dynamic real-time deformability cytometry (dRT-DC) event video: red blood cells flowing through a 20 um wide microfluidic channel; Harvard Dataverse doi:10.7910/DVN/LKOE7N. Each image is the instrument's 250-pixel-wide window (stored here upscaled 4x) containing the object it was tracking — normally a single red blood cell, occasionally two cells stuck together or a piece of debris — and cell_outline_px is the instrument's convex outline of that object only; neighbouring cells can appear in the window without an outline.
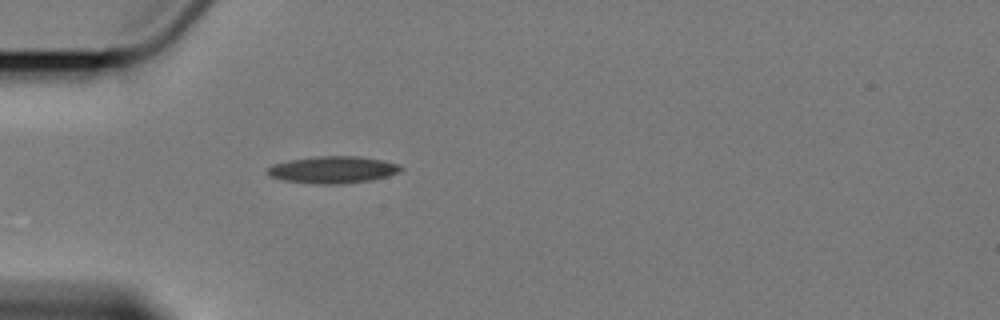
{"species": "Egyptian fruit bat (a non-hibernating species)", "species_latin": "Rousettus aegyptiacus", "temperature_condition": "cold", "stored_images_in_passage": 1, "camera_frame_rate_fps": 3000, "um_per_image_px": 0.085, "animal": {"sex": "female"}, "frame": {"image": 1, "passage_image": 1, "time_ms": 0.0, "image_size_px": [1000, 320], "cell_outline_px": [[404, 168], [400, 172], [388, 176], [372, 180], [344, 184], [316, 184], [284, 180], [268, 176], [268, 168], [272, 164], [288, 160], [320, 156], [360, 156], [384, 160], [400, 164]], "centroid_in_image_um": [28.34, 14.43], "position_along_channel_um": 56.7, "area_um2": 21.21}}